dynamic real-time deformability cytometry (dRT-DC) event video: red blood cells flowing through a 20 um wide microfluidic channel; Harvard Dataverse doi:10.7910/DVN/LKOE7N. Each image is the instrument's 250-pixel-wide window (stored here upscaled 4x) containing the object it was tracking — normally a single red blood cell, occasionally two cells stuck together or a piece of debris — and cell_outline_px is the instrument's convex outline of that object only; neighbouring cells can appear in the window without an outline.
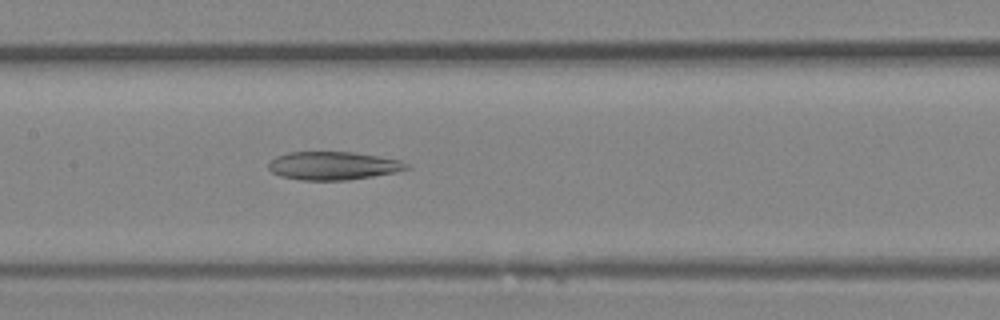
{"species": "Egyptian fruit bat (a non-hibernating species)", "species_latin": "Rousettus aegyptiacus", "temperature_condition": "room temperature", "stored_images_in_passage": 37, "camera_frame_rate_fps": 3000, "um_per_image_px": 0.085, "animal": {"sex": "female"}, "frame": {"image": 1, "passage_image": 18, "time_ms": 5.667, "image_size_px": [1000, 320], "cell_outline_px": [[412, 168], [396, 172], [348, 180], [300, 180], [280, 176], [272, 172], [268, 168], [268, 164], [276, 156], [288, 152], [352, 152], [400, 160], [408, 164]], "centroid_in_image_um": [28.31, 14.09], "position_along_channel_um": 179.1, "area_um2": 22.66}}
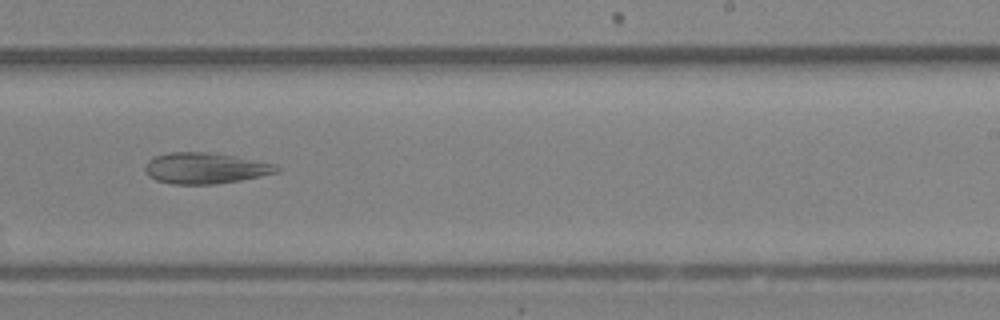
{"frame": {"image": 2, "passage_image": 23, "time_ms": 7.333, "image_size_px": [1000, 320], "cell_outline_px": [[280, 172], [240, 180], [212, 184], [172, 184], [156, 180], [148, 176], [144, 172], [144, 168], [148, 160], [156, 156], [168, 152], [208, 152], [236, 156], [276, 164], [280, 168]], "centroid_in_image_um": [17.44, 14.29], "position_along_channel_um": 271.6, "area_um2": 23.87}}
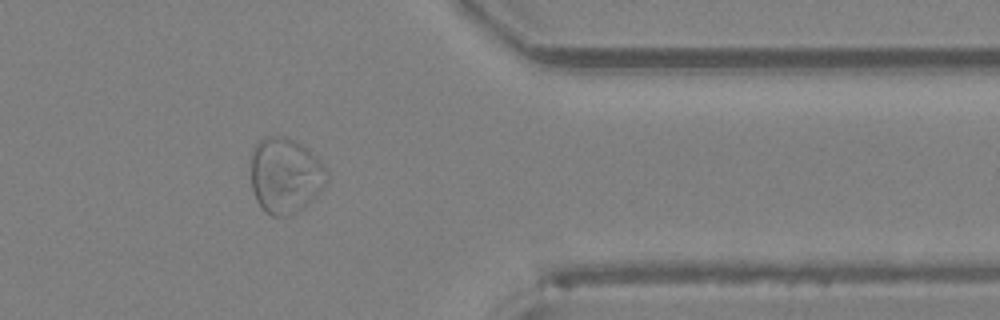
{"frame": {"image": 3, "passage_image": 30, "time_ms": 9.667, "image_size_px": [1000, 320], "cell_outline_px": [[328, 180], [324, 188], [304, 208], [288, 216], [272, 216], [264, 212], [256, 200], [252, 188], [252, 148], [264, 136], [284, 136], [300, 144], [316, 156], [328, 168]], "centroid_in_image_um": [24.27, 14.93], "position_along_channel_um": 387.1, "area_um2": 33.76}}